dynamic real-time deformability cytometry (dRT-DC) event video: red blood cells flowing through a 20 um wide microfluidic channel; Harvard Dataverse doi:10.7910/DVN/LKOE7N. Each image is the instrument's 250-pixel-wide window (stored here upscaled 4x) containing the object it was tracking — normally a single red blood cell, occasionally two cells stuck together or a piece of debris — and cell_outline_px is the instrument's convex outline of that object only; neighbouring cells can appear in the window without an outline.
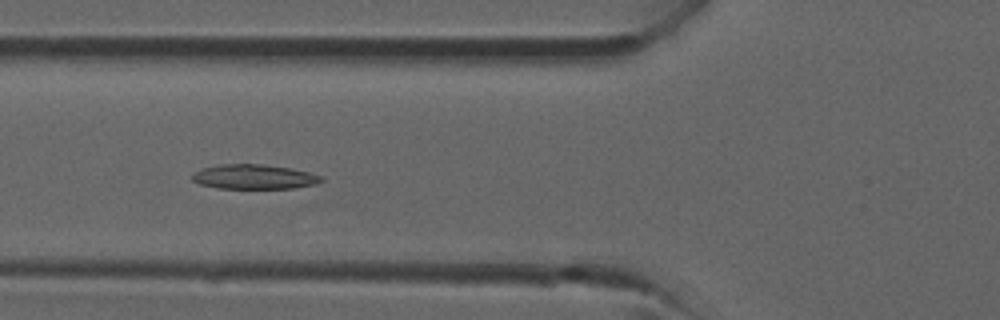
{"species": "common noctule bat (a hibernating species)", "species_latin": "Nyctalus noctula", "temperature_condition": "room temperature", "stored_images_in_passage": 39, "camera_frame_rate_fps": 3000, "um_per_image_px": 0.085, "animal": {"sex": "male", "forearm_length_mm": 52.5}, "frame": {"image": 1, "passage_image": 14, "time_ms": 4.333, "image_size_px": [1000, 320], "cell_outline_px": [[324, 180], [316, 184], [292, 188], [216, 188], [200, 184], [192, 180], [192, 176], [200, 168], [216, 164], [264, 164], [292, 168], [324, 176]], "centroid_in_image_um": [21.6, 15.02], "position_along_channel_um": 104.2, "area_um2": 18.67}}
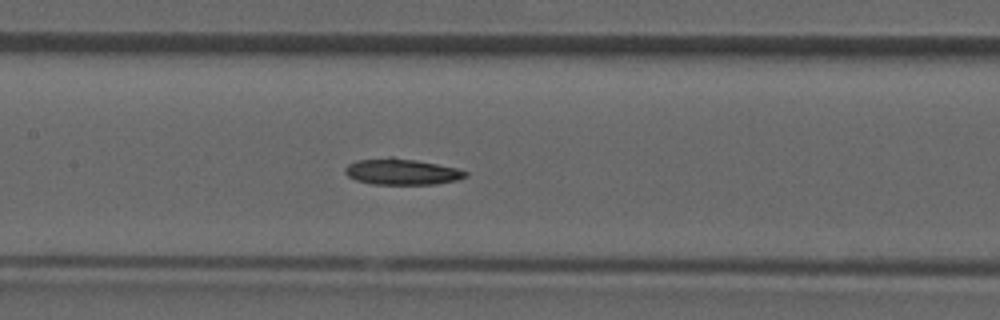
{"frame": {"image": 2, "passage_image": 18, "time_ms": 5.667, "image_size_px": [1000, 320], "cell_outline_px": [[468, 176], [456, 180], [436, 184], [372, 184], [356, 180], [348, 176], [344, 172], [344, 168], [348, 164], [356, 160], [388, 156], [392, 156], [416, 160], [456, 168], [468, 172]], "centroid_in_image_um": [34.11, 14.58], "position_along_channel_um": 173.3, "area_um2": 18.44}}
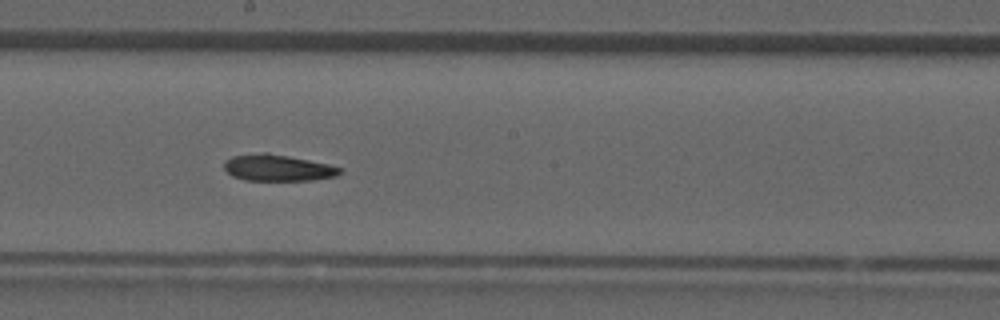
{"frame": {"image": 3, "passage_image": 21, "time_ms": 6.667, "image_size_px": [1000, 320], "cell_outline_px": [[344, 168], [336, 176], [312, 180], [244, 180], [232, 176], [224, 168], [224, 160], [232, 156], [264, 152], [268, 152], [328, 164]], "centroid_in_image_um": [23.59, 14.26], "position_along_channel_um": 224.6, "area_um2": 17.8}}